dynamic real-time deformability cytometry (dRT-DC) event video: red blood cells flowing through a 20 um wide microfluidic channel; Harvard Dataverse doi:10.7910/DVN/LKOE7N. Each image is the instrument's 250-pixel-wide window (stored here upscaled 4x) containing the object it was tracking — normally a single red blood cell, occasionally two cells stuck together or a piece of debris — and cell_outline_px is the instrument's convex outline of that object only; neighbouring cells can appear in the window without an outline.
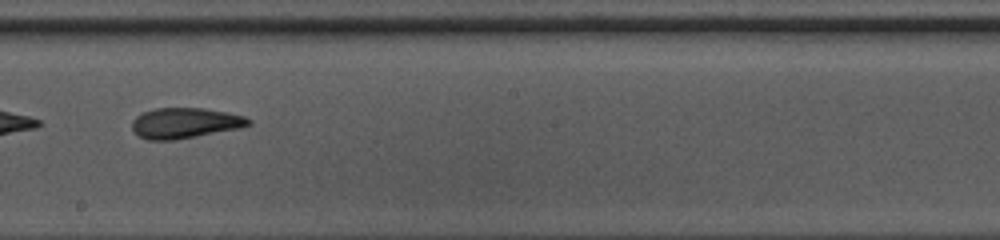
{"species": "common noctule bat (a hibernating species)", "species_latin": "Nyctalus noctula", "temperature_condition": "warm", "stored_images_in_passage": 46, "camera_frame_rate_fps": 3000, "um_per_image_px": 0.085, "animal": {"sex": "female", "body_mass_g": 10.0, "forearm_length_mm": 53.1}, "frame": {"image": 1, "passage_image": 27, "time_ms": 8.667, "image_size_px": [1000, 240], "cell_outline_px": [[252, 124], [240, 128], [196, 136], [172, 140], [148, 140], [140, 136], [132, 128], [132, 120], [136, 116], [144, 112], [156, 108], [204, 108], [228, 112], [244, 116], [252, 120]], "centroid_in_image_um": [15.75, 10.45], "position_along_channel_um": 232.5, "area_um2": 20.63}}
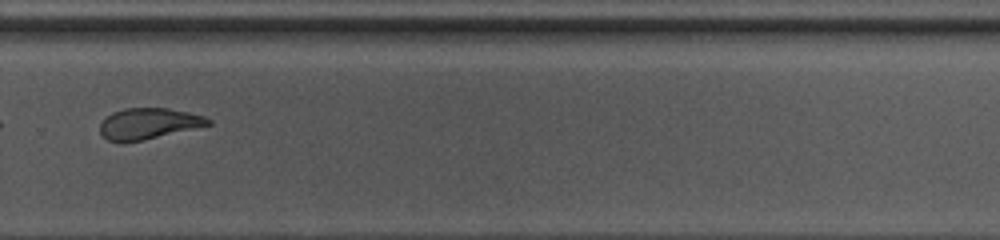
{"frame": {"image": 2, "passage_image": 33, "time_ms": 10.667, "image_size_px": [1000, 240], "cell_outline_px": [[212, 124], [144, 140], [120, 144], [108, 140], [100, 132], [100, 124], [112, 112], [124, 108], [168, 108], [188, 112], [204, 116], [212, 120]], "centroid_in_image_um": [12.61, 10.52], "position_along_channel_um": 317.2, "area_um2": 19.65}}